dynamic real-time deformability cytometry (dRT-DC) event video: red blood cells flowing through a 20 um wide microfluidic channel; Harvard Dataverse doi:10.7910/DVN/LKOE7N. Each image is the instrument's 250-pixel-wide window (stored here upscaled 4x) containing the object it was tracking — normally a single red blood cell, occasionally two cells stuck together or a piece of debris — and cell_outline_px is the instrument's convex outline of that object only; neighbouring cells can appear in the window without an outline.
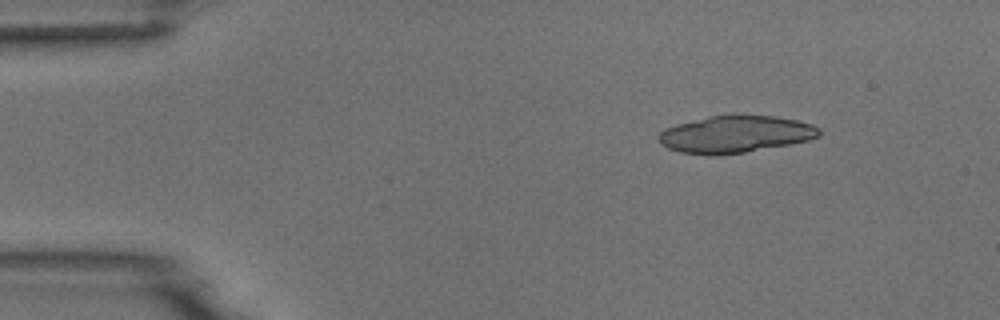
{"species": "common noctule bat (a hibernating species)", "species_latin": "Nyctalus noctula", "temperature_condition": "room temperature", "stored_images_in_passage": 4, "camera_frame_rate_fps": 3000, "um_per_image_px": 0.085, "animal": {"sex": "male", "body_mass_g": 18.8}, "frame": {"image": 1, "passage_image": 1, "time_ms": 0.0, "image_size_px": [1000, 320], "cell_outline_px": [[820, 136], [808, 140], [788, 144], [744, 152], [680, 152], [668, 148], [660, 144], [656, 136], [664, 128], [676, 124], [708, 116], [732, 112], [776, 116], [796, 120], [812, 124], [820, 128]], "centroid_in_image_um": [62.52, 11.33], "position_along_channel_um": 22.5, "area_um2": 34.56}}
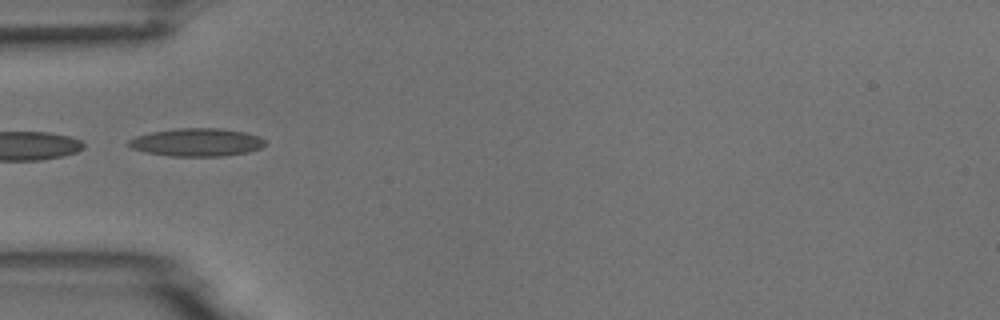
{"frame": {"image": 2, "passage_image": 3, "time_ms": 3.333, "image_size_px": [1000, 320], "cell_outline_px": [[268, 144], [260, 148], [248, 152], [220, 156], [172, 156], [144, 152], [132, 148], [124, 144], [128, 140], [136, 136], [152, 132], [176, 128], [220, 128], [244, 132], [260, 136]], "centroid_in_image_um": [16.71, 12.09], "position_along_channel_um": 68.3, "area_um2": 22.37}}